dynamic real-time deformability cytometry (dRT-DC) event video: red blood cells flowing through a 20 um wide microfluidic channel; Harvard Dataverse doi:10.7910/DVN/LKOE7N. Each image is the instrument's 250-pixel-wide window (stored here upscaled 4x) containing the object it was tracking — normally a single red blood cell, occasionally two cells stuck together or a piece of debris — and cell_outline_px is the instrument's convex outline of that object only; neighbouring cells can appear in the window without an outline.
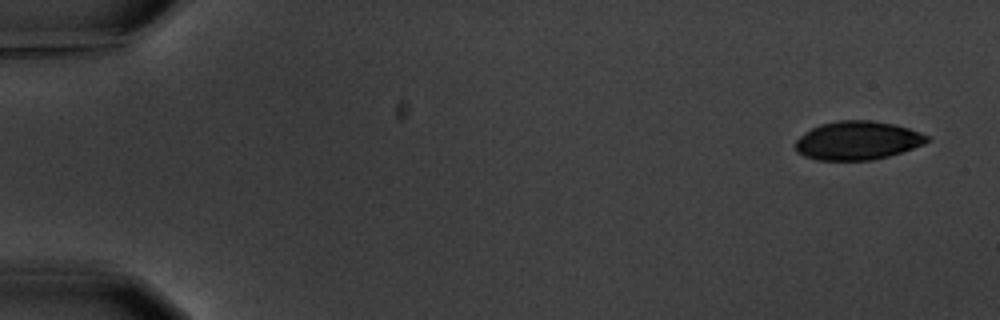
{"species": "common noctule bat (a hibernating species)", "species_latin": "Nyctalus noctula", "temperature_condition": "warm", "stored_images_in_passage": 4, "camera_frame_rate_fps": 3000, "um_per_image_px": 0.085, "animal": {"sex": "male", "body_mass_g": 20.1, "forearm_length_mm": 53.5}, "frame": {"image": 1, "passage_image": 1, "time_ms": 0.0, "image_size_px": [1000, 320], "cell_outline_px": [[928, 140], [924, 144], [888, 156], [872, 160], [816, 160], [804, 156], [796, 152], [796, 140], [800, 136], [812, 128], [820, 124], [840, 120], [872, 120], [896, 124], [920, 132], [928, 136]], "centroid_in_image_um": [72.87, 11.94], "position_along_channel_um": 12.1, "area_um2": 29.54}}